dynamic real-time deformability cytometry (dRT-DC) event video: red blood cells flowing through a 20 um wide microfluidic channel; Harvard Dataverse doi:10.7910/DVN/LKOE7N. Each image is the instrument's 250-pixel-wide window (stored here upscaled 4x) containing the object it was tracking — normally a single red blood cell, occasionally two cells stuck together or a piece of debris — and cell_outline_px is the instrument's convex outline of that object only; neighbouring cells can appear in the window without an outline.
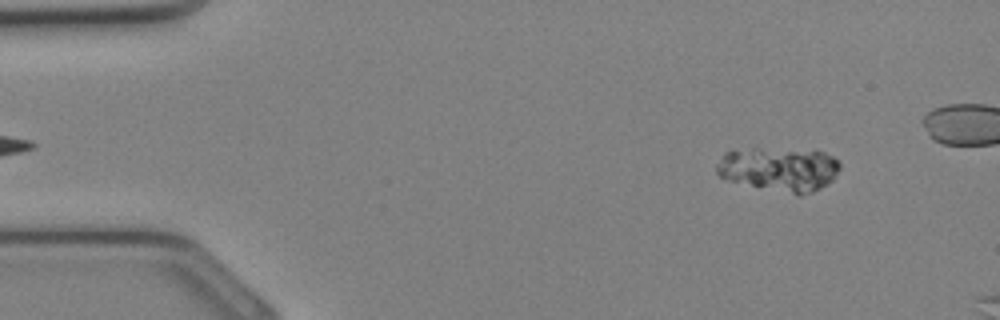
{"species": "Egyptian fruit bat (a non-hibernating species)", "species_latin": "Rousettus aegyptiacus", "temperature_condition": "cold", "stored_images_in_passage": 8, "camera_frame_rate_fps": 3000, "um_per_image_px": 0.085, "animal": {"sex": "female"}, "frame": {"image": 1, "passage_image": 3, "time_ms": 0.667, "image_size_px": [1000, 320], "cell_outline_px": [[840, 168], [832, 180], [820, 188], [812, 192], [800, 196], [732, 180], [720, 176], [716, 172], [716, 164], [724, 152], [756, 148], [816, 148], [832, 156], [840, 164]], "centroid_in_image_um": [66.29, 14.33], "position_along_channel_um": 18.7, "area_um2": 31.85}}